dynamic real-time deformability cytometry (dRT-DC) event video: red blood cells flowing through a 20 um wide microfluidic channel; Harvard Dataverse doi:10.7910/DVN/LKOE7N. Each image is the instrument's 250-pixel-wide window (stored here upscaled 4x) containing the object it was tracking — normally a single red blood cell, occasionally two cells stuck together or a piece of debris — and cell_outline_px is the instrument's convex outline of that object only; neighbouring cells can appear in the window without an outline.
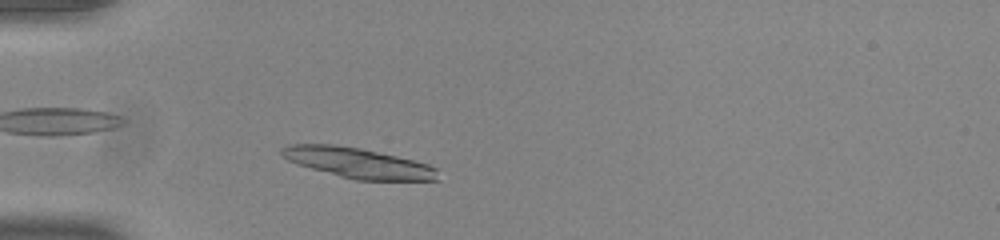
{"species": "common noctule bat (a hibernating species)", "species_latin": "Nyctalus noctula", "temperature_condition": "room temperature", "stored_images_in_passage": 43, "camera_frame_rate_fps": 3000, "um_per_image_px": 0.085, "animal": {"sex": "male", "body_mass_g": 20.0, "forearm_length_mm": 53.3}, "frame": {"image": 1, "passage_image": 6, "time_ms": 1.667, "image_size_px": [1000, 240], "cell_outline_px": [[440, 180], [356, 180], [340, 176], [296, 164], [280, 156], [280, 148], [288, 144], [336, 144], [360, 148], [396, 156], [428, 164], [436, 168]], "centroid_in_image_um": [30.38, 13.84], "position_along_channel_um": 54.6, "area_um2": 27.51}}